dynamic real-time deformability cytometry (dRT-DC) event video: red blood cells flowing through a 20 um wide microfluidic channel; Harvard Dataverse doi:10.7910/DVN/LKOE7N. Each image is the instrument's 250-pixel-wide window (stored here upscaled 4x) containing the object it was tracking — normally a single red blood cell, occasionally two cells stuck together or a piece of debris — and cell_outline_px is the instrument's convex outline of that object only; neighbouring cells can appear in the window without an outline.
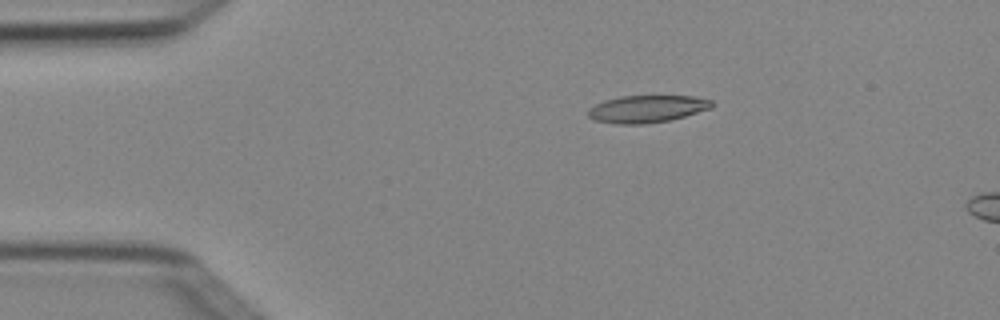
{"species": "Egyptian fruit bat (a non-hibernating species)", "species_latin": "Rousettus aegyptiacus", "temperature_condition": "cold", "stored_images_in_passage": 4, "segment_of_instrument_passage": [1, 2], "camera_frame_rate_fps": 3000, "um_per_image_px": 0.085, "animal": {"sex": "female"}, "frame": {"image": 1, "passage_image": 2, "time_ms": 0.333, "image_size_px": [1000, 320], "cell_outline_px": [[716, 104], [712, 108], [684, 116], [668, 120], [640, 124], [616, 124], [596, 120], [588, 116], [588, 108], [604, 100], [620, 96], [696, 96], [712, 100]], "centroid_in_image_um": [55.02, 9.24], "position_along_channel_um": 30.0, "area_um2": 19.65}}